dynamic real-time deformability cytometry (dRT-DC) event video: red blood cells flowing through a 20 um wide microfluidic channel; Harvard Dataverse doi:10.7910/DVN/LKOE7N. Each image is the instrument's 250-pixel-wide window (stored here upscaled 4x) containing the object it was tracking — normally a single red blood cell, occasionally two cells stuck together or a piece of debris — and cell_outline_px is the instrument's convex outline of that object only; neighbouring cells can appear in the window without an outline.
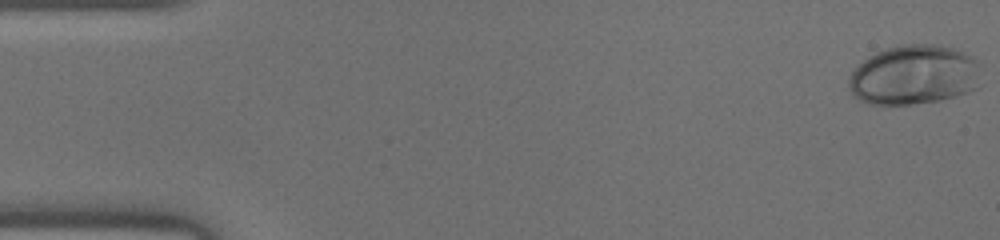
{"species": "human", "species_latin": "Homo sapiens", "temperature_condition": "warm", "stored_images_in_passage": 46, "camera_frame_rate_fps": 3000, "um_per_image_px": 0.085, "donor": {"sex": "male"}, "frame": {"image": 1, "passage_image": 1, "time_ms": 0.0, "image_size_px": [1000, 240], "cell_outline_px": [[980, 88], [940, 100], [908, 104], [868, 104], [852, 96], [848, 88], [848, 76], [852, 68], [868, 56], [884, 48], [904, 44], [932, 44], [952, 48], [976, 60], [980, 64]], "centroid_in_image_um": [77.64, 6.37], "position_along_channel_um": 7.4, "area_um2": 46.41}}
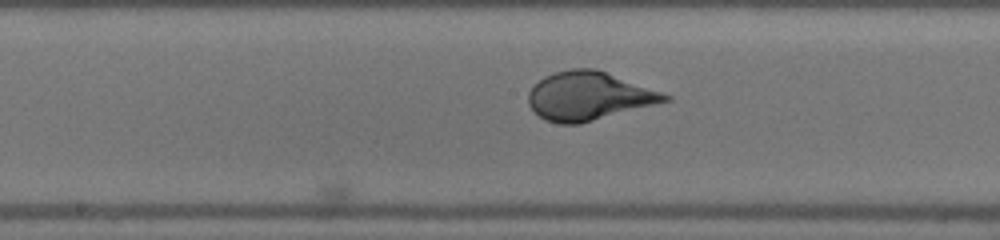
{"frame": {"image": 2, "passage_image": 24, "time_ms": 7.667, "image_size_px": [1000, 240], "cell_outline_px": [[672, 100], [580, 124], [560, 124], [544, 120], [528, 104], [528, 92], [544, 76], [556, 72], [572, 68], [596, 68], [672, 96]], "centroid_in_image_um": [50.05, 8.17], "position_along_channel_um": 198.2, "area_um2": 38.38}}
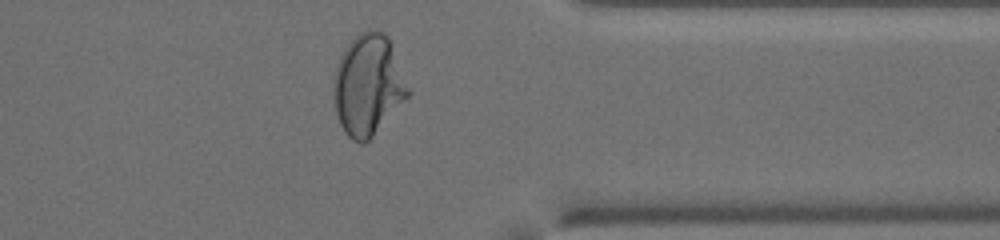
{"frame": {"image": 3, "passage_image": 37, "time_ms": 12.0, "image_size_px": [1000, 240], "cell_outline_px": [[412, 92], [372, 136], [364, 144], [360, 144], [352, 140], [344, 132], [340, 124], [336, 112], [332, 88], [332, 84], [336, 68], [340, 56], [344, 48], [360, 32], [368, 28], [376, 28], [384, 32], [388, 36]], "centroid_in_image_um": [31.29, 7.2], "position_along_channel_um": 380.1, "area_um2": 43.99}}